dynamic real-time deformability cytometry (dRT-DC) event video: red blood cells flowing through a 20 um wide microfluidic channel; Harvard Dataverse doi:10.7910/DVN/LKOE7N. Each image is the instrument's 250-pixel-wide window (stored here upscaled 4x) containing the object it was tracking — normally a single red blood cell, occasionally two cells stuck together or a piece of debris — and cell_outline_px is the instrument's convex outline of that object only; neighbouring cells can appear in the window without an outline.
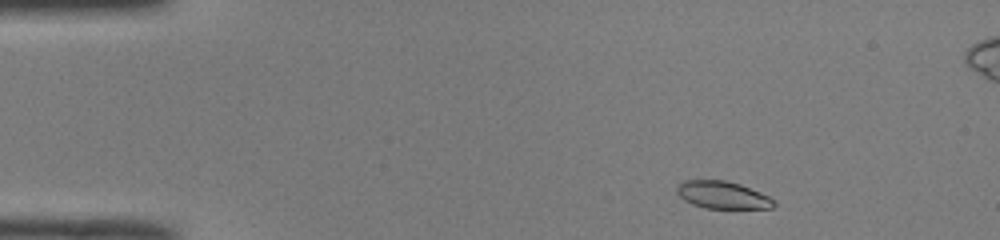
{"species": "common noctule bat (a hibernating species)", "species_latin": "Nyctalus noctula", "temperature_condition": "room temperature", "stored_images_in_passage": 46, "segment_of_instrument_passage": [1, 2], "camera_frame_rate_fps": 3000, "um_per_image_px": 0.085, "animal": {"sex": "male", "body_mass_g": 19.0, "forearm_length_mm": 50.8}, "frame": {"image": 1, "passage_image": 2, "time_ms": 0.333, "image_size_px": [1000, 240], "cell_outline_px": [[776, 204], [772, 208], [704, 208], [692, 204], [684, 200], [676, 192], [676, 184], [680, 180], [724, 180], [740, 184], [760, 192], [776, 200]], "centroid_in_image_um": [61.39, 16.56], "position_along_channel_um": 23.6, "area_um2": 15.66}}
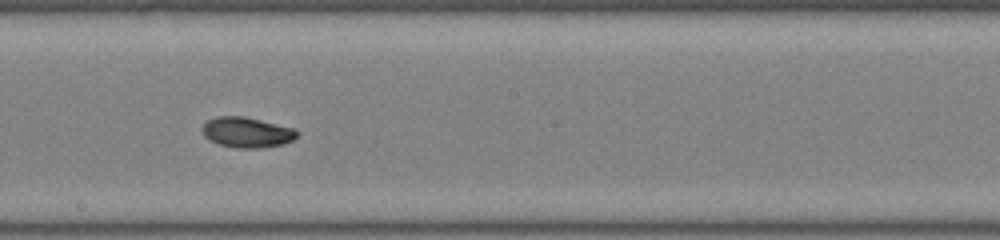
{"frame": {"image": 2, "passage_image": 23, "time_ms": 7.333, "image_size_px": [1000, 240], "cell_outline_px": [[300, 132], [292, 140], [284, 144], [260, 148], [236, 148], [220, 144], [208, 140], [204, 136], [200, 128], [208, 120], [216, 116], [244, 116], [296, 128]], "centroid_in_image_um": [20.99, 11.24], "position_along_channel_um": 227.2, "area_um2": 16.99}}
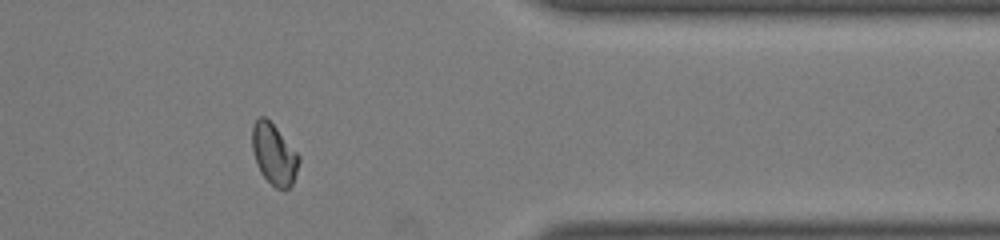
{"frame": {"image": 3, "passage_image": 36, "time_ms": 11.667, "image_size_px": [1000, 240], "cell_outline_px": [[300, 160], [292, 184], [284, 192], [276, 188], [260, 172], [256, 164], [252, 148], [252, 124], [260, 116], [264, 116], [276, 128], [300, 156]], "centroid_in_image_um": [23.28, 13.13], "position_along_channel_um": 388.1, "area_um2": 16.47}}